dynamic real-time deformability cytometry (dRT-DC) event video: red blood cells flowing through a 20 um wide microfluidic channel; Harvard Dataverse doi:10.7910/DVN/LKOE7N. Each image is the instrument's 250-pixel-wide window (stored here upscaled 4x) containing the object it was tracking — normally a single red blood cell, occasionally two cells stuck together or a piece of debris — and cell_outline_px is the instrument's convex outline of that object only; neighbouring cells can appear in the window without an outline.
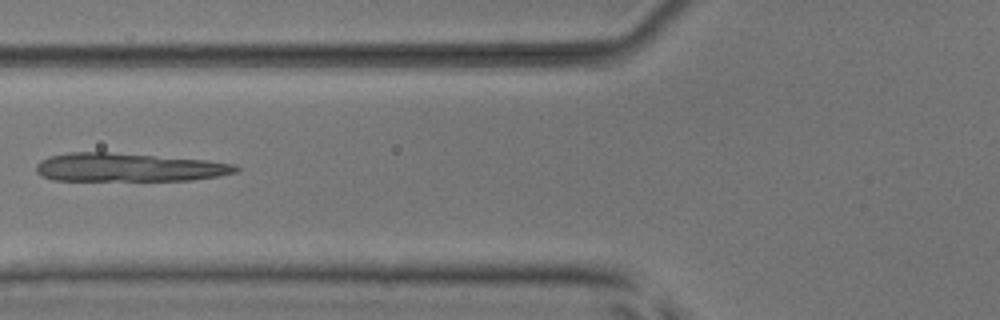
{"species": "common noctule bat (a hibernating species)", "species_latin": "Nyctalus noctula", "temperature_condition": "room temperature", "stored_images_in_passage": 2, "camera_frame_rate_fps": 3000, "um_per_image_px": 0.085, "animal": {"sex": "male", "body_mass_g": 17.9, "forearm_length_mm": 54.2}, "frame": {"image": 1, "passage_image": 2, "time_ms": 1.0, "image_size_px": [1000, 320], "cell_outline_px": [[240, 168], [236, 172], [220, 176], [192, 180], [52, 180], [36, 172], [36, 164], [40, 160], [48, 156], [68, 152], [108, 152], [208, 160], [236, 164]], "centroid_in_image_um": [10.94, 14.22], "position_along_channel_um": 114.9, "area_um2": 33.18}}